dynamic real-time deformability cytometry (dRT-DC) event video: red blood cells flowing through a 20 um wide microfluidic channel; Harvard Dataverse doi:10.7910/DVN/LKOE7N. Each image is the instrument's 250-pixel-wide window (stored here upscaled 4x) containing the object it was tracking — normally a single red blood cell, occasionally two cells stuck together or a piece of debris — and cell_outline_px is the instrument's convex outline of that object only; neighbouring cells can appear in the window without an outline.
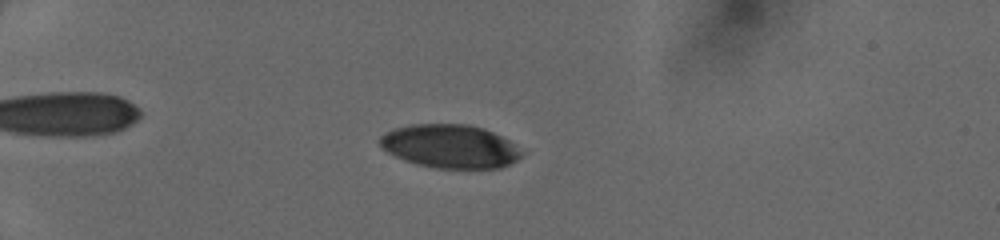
{"species": "human", "species_latin": "Homo sapiens", "temperature_condition": "cold", "stored_images_in_passage": 51, "camera_frame_rate_fps": 3000, "um_per_image_px": 0.085, "donor": {"sex": "female"}, "frame": {"image": 1, "passage_image": 16, "time_ms": 5.0, "image_size_px": [1000, 240], "cell_outline_px": [[528, 152], [524, 156], [500, 168], [436, 168], [416, 164], [404, 160], [388, 152], [380, 144], [380, 136], [396, 128], [412, 124], [468, 124], [484, 128], [508, 140]], "centroid_in_image_um": [38.32, 12.44], "position_along_channel_um": 46.7, "area_um2": 35.95}}
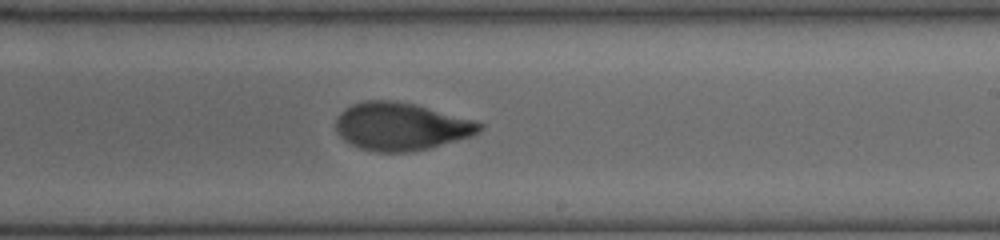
{"frame": {"image": 2, "passage_image": 34, "time_ms": 11.0, "image_size_px": [1000, 240], "cell_outline_px": [[484, 128], [480, 132], [472, 136], [428, 148], [412, 152], [376, 152], [360, 148], [344, 140], [336, 132], [336, 116], [344, 108], [352, 104], [364, 100], [392, 100], [416, 104], [476, 120], [484, 124]], "centroid_in_image_um": [34.09, 10.74], "position_along_channel_um": 254.9, "area_um2": 40.4}}
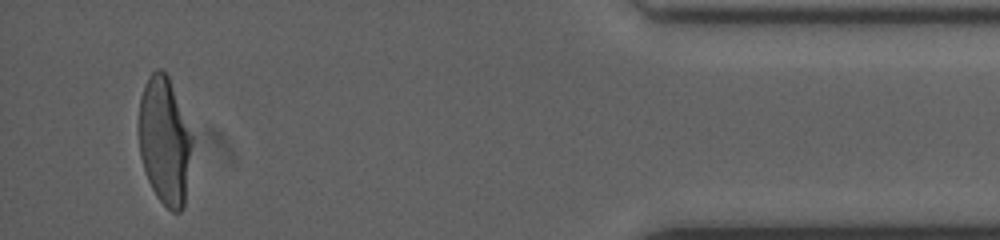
{"frame": {"image": 3, "passage_image": 49, "time_ms": 16.0, "image_size_px": [1000, 240], "cell_outline_px": [[192, 144], [184, 208], [180, 212], [172, 212], [156, 196], [148, 180], [140, 156], [140, 96], [144, 84], [148, 76], [156, 68], [160, 68], [168, 76], [192, 136]], "centroid_in_image_um": [13.99, 11.99], "position_along_channel_um": 421.2, "area_um2": 39.07}}